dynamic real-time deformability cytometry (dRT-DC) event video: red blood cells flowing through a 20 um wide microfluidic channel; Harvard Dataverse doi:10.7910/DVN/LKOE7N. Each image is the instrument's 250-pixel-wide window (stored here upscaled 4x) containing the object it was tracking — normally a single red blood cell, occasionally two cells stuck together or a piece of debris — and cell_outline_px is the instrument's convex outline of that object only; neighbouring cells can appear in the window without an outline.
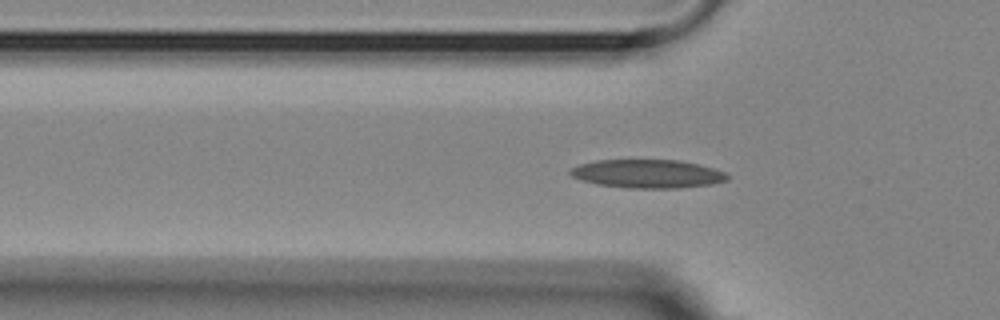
{"species": "Egyptian fruit bat (a non-hibernating species)", "species_latin": "Rousettus aegyptiacus", "temperature_condition": "room temperature", "stored_images_in_passage": 40, "camera_frame_rate_fps": 3000, "um_per_image_px": 0.085, "animal": {"sex": "female"}, "frame": {"image": 1, "passage_image": 2, "time_ms": 0.333, "image_size_px": [1000, 320], "cell_outline_px": [[728, 180], [708, 184], [680, 188], [628, 188], [596, 184], [572, 176], [568, 172], [572, 168], [580, 164], [596, 160], [680, 160], [712, 168], [724, 172], [728, 176]], "centroid_in_image_um": [55.02, 14.77], "position_along_channel_um": 70.8, "area_um2": 25.78}}
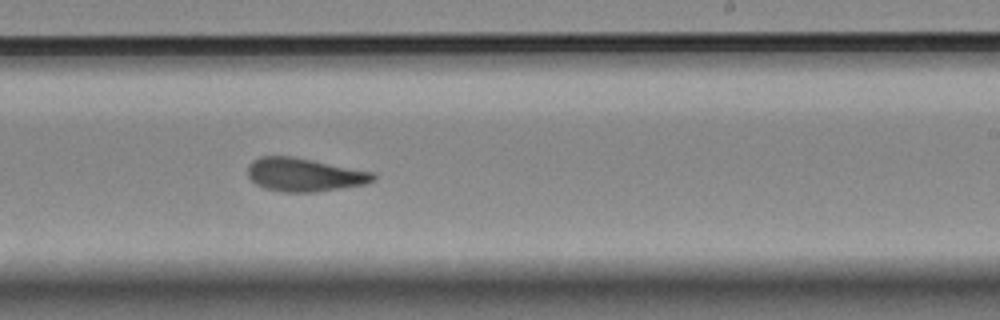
{"frame": {"image": 2, "passage_image": 18, "time_ms": 5.667, "image_size_px": [1000, 320], "cell_outline_px": [[376, 180], [364, 184], [316, 192], [284, 192], [264, 188], [256, 184], [248, 176], [248, 164], [252, 160], [260, 156], [292, 156], [372, 172], [376, 176]], "centroid_in_image_um": [25.83, 14.85], "position_along_channel_um": 263.2, "area_um2": 24.28}}
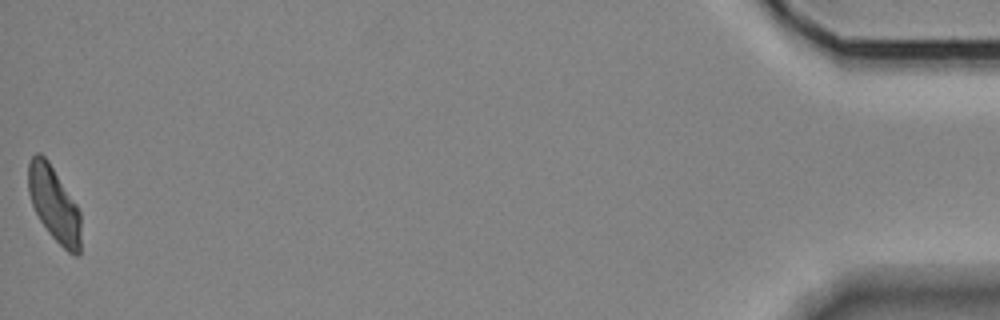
{"frame": {"image": 3, "passage_image": 40, "time_ms": 13.0, "image_size_px": [1000, 320], "cell_outline_px": [[80, 252], [76, 256], [68, 252], [48, 232], [40, 220], [32, 204], [28, 192], [28, 164], [32, 156], [36, 152], [40, 152], [48, 160], [76, 204], [80, 212]], "centroid_in_image_um": [4.58, 17.33], "position_along_channel_um": 430.6, "area_um2": 22.72}, "authors_computed_cell_mechanics": {"area_um2": 23.9581, "velocity_mm_per_s": 3.591, "shape_relaxation_time_tau1_ms": null, "shape_relaxation_time_tau2_ms": 5.1735, "deformation_change_tau1": null, "deformation_change_tau2": 0.1434}}